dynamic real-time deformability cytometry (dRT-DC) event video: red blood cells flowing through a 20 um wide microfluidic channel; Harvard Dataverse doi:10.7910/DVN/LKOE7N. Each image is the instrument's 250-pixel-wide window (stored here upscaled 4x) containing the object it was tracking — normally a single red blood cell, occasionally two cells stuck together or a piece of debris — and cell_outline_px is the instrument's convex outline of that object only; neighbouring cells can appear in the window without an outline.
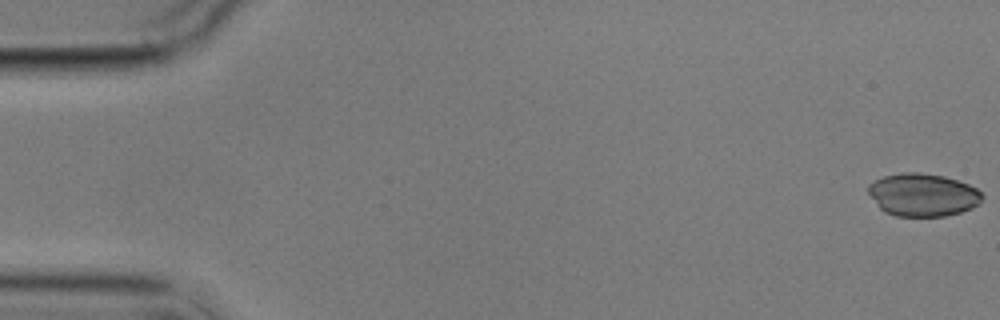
{"species": "common noctule bat (a hibernating species)", "species_latin": "Nyctalus noctula", "temperature_condition": "cold", "stored_images_in_passage": 3, "camera_frame_rate_fps": 3000, "um_per_image_px": 0.085, "animal": {"sex": "male", "body_mass_g": 17.9}, "frame": {"image": 1, "passage_image": 1, "time_ms": 0.0, "image_size_px": [1000, 320], "cell_outline_px": [[984, 196], [972, 208], [960, 212], [944, 216], [896, 216], [884, 212], [880, 208], [868, 192], [868, 184], [884, 176], [904, 172], [916, 172], [944, 176], [968, 184], [976, 188]], "centroid_in_image_um": [78.43, 16.56], "position_along_channel_um": 6.6, "area_um2": 28.21}}